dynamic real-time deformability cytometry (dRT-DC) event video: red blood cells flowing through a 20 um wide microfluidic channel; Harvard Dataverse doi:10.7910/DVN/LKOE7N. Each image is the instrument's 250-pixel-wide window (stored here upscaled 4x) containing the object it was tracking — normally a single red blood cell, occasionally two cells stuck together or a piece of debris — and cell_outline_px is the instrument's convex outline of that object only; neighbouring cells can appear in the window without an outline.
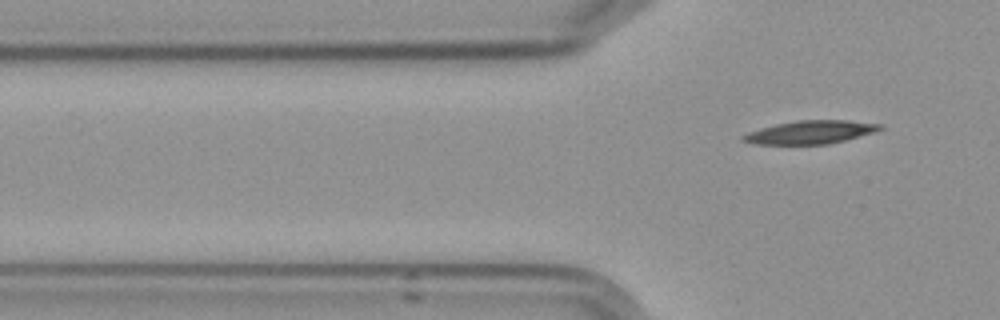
{"species": "Egyptian fruit bat (a non-hibernating species)", "species_latin": "Rousettus aegyptiacus", "temperature_condition": "cold", "stored_images_in_passage": 4, "segment_of_instrument_passage": [2, 2], "camera_frame_rate_fps": 3000, "um_per_image_px": 0.085, "frame": {"image": 1, "passage_image": 4, "time_ms": 4.333, "image_size_px": [1000, 320], "cell_outline_px": [[884, 128], [872, 132], [844, 140], [828, 144], [752, 144], [740, 140], [740, 136], [748, 132], [760, 128], [776, 124], [796, 120], [848, 120], [880, 124]], "centroid_in_image_um": [68.81, 11.23], "position_along_channel_um": 57.0, "area_um2": 18.44}}